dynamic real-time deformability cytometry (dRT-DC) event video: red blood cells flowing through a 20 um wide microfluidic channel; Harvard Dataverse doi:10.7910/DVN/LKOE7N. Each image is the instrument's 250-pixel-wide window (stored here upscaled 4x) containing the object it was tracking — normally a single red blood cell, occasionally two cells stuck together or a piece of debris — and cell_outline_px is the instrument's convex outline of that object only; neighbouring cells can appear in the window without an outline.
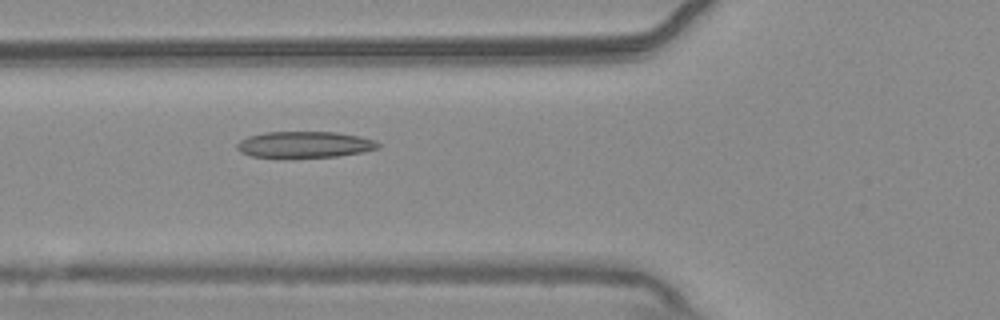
{"species": "common noctule bat (a hibernating species)", "species_latin": "Nyctalus noctula", "temperature_condition": "warm", "stored_images_in_passage": 54, "camera_frame_rate_fps": 3000, "um_per_image_px": 0.085, "animal": {"sex": "male", "body_mass_g": 20.4}, "frame": {"image": 1, "passage_image": 20, "time_ms": 6.333, "image_size_px": [1000, 320], "cell_outline_px": [[380, 148], [364, 152], [340, 156], [252, 156], [240, 152], [236, 148], [236, 144], [240, 140], [248, 136], [264, 132], [336, 132], [360, 136], [376, 140], [380, 144]], "centroid_in_image_um": [25.94, 12.26], "position_along_channel_um": 99.9, "area_um2": 21.39}}
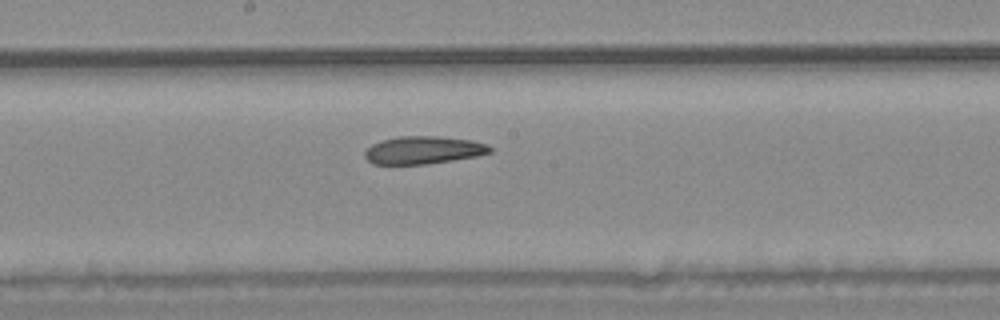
{"frame": {"image": 2, "passage_image": 29, "time_ms": 9.333, "image_size_px": [1000, 320], "cell_outline_px": [[492, 152], [476, 156], [452, 160], [424, 164], [372, 164], [364, 156], [364, 152], [372, 144], [384, 140], [400, 136], [440, 136], [472, 140], [488, 144], [492, 148]], "centroid_in_image_um": [36.01, 12.75], "position_along_channel_um": 212.2, "area_um2": 20.17}}
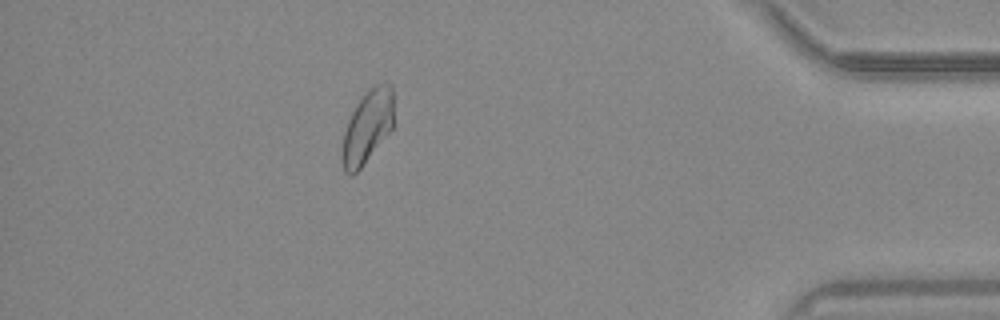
{"frame": {"image": 3, "passage_image": 48, "time_ms": 15.667, "image_size_px": [1000, 320], "cell_outline_px": [[396, 124], [360, 168], [352, 176], [348, 176], [344, 172], [344, 132], [348, 120], [356, 104], [364, 92], [368, 88], [384, 80], [388, 80], [392, 84]], "centroid_in_image_um": [31.32, 10.66], "position_along_channel_um": 403.9, "area_um2": 22.25}, "authors_computed_cell_mechanics": {"area_um2": 22.3108, "velocity_mm_per_s": 3.7387, "shape_relaxation_time_tau1_ms": null, "shape_relaxation_time_tau2_ms": 7.9571, "deformation_change_tau1": null, "deformation_change_tau2": 0.1667}}